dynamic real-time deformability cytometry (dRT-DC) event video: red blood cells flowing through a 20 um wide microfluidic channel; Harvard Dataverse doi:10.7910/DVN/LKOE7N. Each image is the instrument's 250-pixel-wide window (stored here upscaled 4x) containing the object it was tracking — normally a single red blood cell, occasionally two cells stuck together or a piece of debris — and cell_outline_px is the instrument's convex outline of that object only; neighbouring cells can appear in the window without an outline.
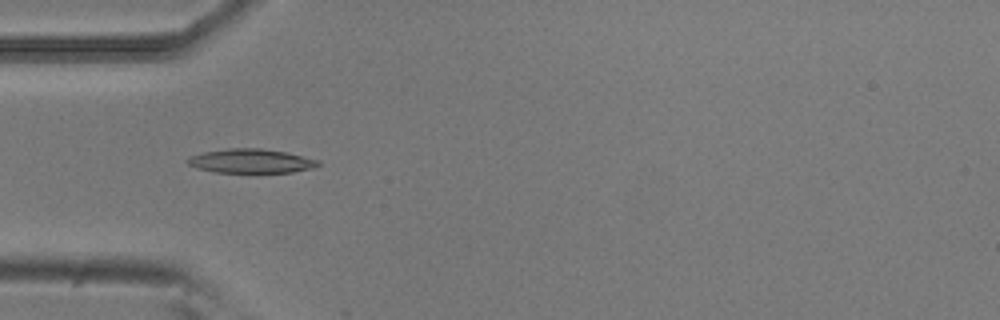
{"species": "common noctule bat (a hibernating species)", "species_latin": "Nyctalus noctula", "temperature_condition": "room temperature", "stored_images_in_passage": 53, "camera_frame_rate_fps": 3000, "um_per_image_px": 0.085, "animal": {"sex": "male", "body_mass_g": 20.5, "forearm_length_mm": 52.5}, "frame": {"image": 1, "passage_image": 16, "time_ms": 5.0, "image_size_px": [1000, 320], "cell_outline_px": [[320, 164], [312, 168], [292, 172], [216, 172], [196, 168], [188, 164], [184, 160], [192, 156], [204, 152], [228, 148], [260, 148], [284, 152], [320, 160]], "centroid_in_image_um": [21.31, 13.68], "position_along_channel_um": 63.7, "area_um2": 18.15}}
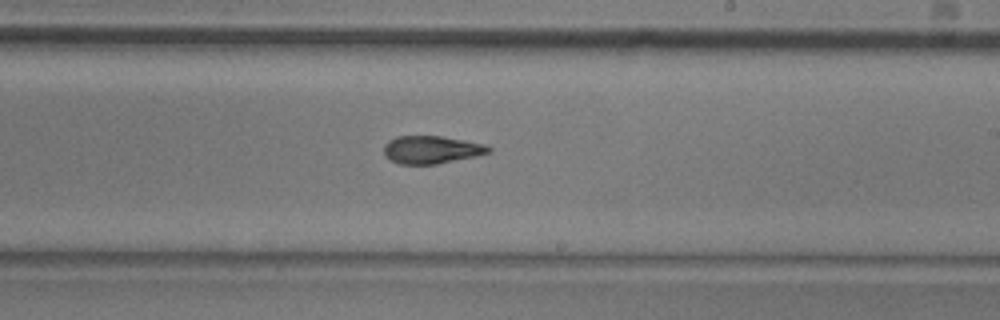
{"frame": {"image": 2, "passage_image": 31, "time_ms": 10.0, "image_size_px": [1000, 320], "cell_outline_px": [[492, 152], [476, 156], [436, 164], [400, 164], [384, 156], [384, 144], [388, 140], [396, 136], [440, 136], [464, 140], [484, 144], [492, 148]], "centroid_in_image_um": [36.67, 12.72], "position_along_channel_um": 252.3, "area_um2": 16.99}}
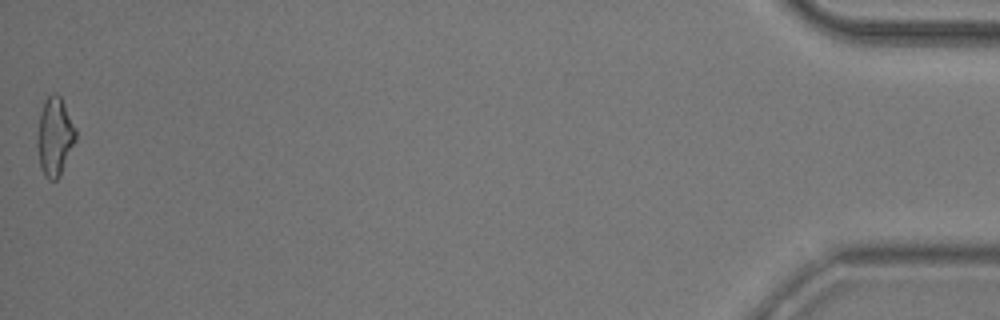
{"frame": {"image": 3, "passage_image": 53, "time_ms": 17.333, "image_size_px": [1000, 320], "cell_outline_px": [[76, 140], [60, 176], [56, 180], [48, 180], [44, 176], [40, 168], [36, 144], [36, 140], [40, 112], [44, 100], [52, 92], [56, 92], [60, 96], [76, 128]], "centroid_in_image_um": [4.63, 11.62], "position_along_channel_um": 430.6, "area_um2": 17.86}, "authors_computed_cell_mechanics": {"area_um2": 17.629, "velocity_mm_per_s": 3.7717, "shape_relaxation_time_tau1_ms": 4.0094, "shape_relaxation_time_tau2_ms": 3.0722, "deformation_change_tau1": 0.1473, "deformation_change_tau2": 0.1079}}